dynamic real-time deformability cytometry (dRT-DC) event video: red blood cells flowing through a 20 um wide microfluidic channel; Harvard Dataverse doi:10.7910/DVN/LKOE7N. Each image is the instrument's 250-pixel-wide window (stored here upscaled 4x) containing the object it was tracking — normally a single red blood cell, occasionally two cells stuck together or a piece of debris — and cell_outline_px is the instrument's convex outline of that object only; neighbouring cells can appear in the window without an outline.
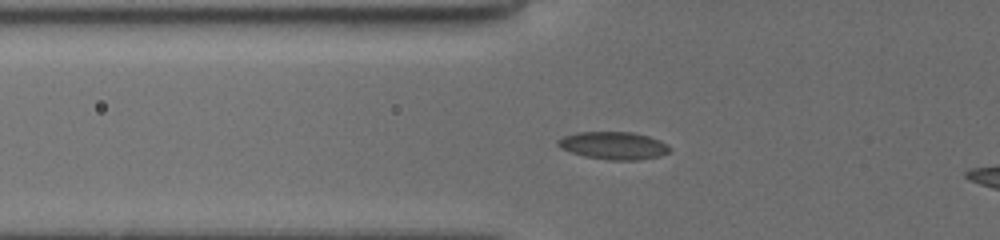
{"species": "common noctule bat (a hibernating species)", "species_latin": "Nyctalus noctula", "temperature_condition": "cold", "stored_images_in_passage": 6, "segment_of_instrument_passage": [1, 2], "camera_frame_rate_fps": 3000, "um_per_image_px": 0.085, "animal": {"sex": "female", "body_mass_g": 19.5, "forearm_length_mm": 54.1}, "frame": {"image": 1, "passage_image": 5, "time_ms": 5.0, "image_size_px": [1000, 240], "cell_outline_px": [[672, 148], [668, 152], [660, 156], [636, 160], [608, 160], [584, 156], [560, 148], [556, 144], [556, 140], [564, 136], [576, 132], [632, 132], [648, 136], [660, 140], [668, 144]], "centroid_in_image_um": [52.15, 12.37], "position_along_channel_um": 73.6, "area_um2": 18.09}}